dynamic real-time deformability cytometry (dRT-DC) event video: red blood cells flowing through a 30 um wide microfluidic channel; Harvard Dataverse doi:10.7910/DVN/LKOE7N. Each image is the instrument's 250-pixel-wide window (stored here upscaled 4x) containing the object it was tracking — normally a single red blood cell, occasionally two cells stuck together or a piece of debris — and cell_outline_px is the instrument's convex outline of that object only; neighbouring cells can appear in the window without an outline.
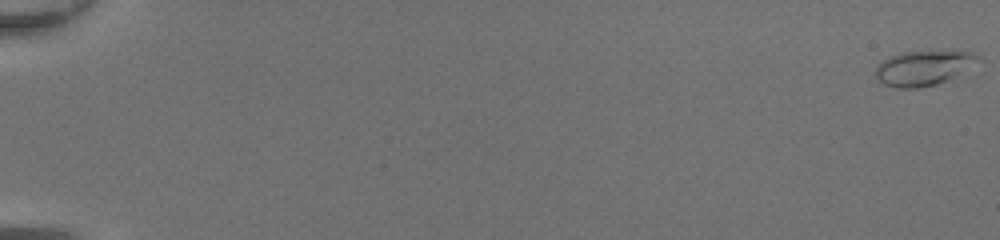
{"species": "common noctule bat (a hibernating species)", "species_latin": "Nyctalus noctula", "temperature_condition": "room temperature", "stored_images_in_passage": 13, "camera_frame_rate_fps": 3000, "um_per_image_px": 0.085, "animal": {"sex": "female", "body_mass_g": 20.0, "forearm_length_mm": 54.0}, "frame": {"image": 1, "passage_image": 1, "time_ms": 0.0, "image_size_px": [1000, 240], "cell_outline_px": [[980, 60], [948, 80], [936, 84], [920, 88], [896, 88], [884, 84], [876, 76], [876, 64], [888, 56], [900, 52], [952, 48], [956, 48], [972, 52], [980, 56]], "centroid_in_image_um": [78.52, 5.71], "position_along_channel_um": 6.5, "area_um2": 21.62}}